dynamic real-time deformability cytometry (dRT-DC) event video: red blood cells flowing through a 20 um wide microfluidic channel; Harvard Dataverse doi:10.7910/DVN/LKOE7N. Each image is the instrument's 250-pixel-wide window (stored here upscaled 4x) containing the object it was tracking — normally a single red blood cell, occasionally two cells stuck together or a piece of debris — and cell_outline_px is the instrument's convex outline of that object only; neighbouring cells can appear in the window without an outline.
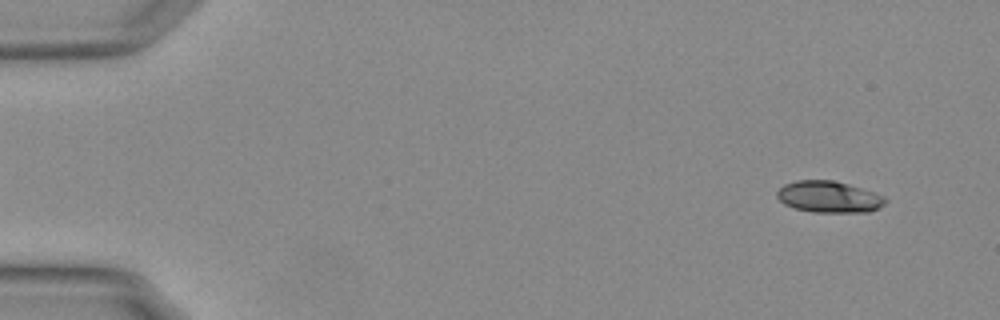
{"species": "Egyptian fruit bat (a non-hibernating species)", "species_latin": "Rousettus aegyptiacus", "temperature_condition": "warm", "stored_images_in_passage": 18, "camera_frame_rate_fps": 3000, "um_per_image_px": 0.085, "animal": {"sex": "female"}, "frame": {"image": 1, "passage_image": 4, "time_ms": 1.0, "image_size_px": [1000, 320], "cell_outline_px": [[888, 200], [880, 208], [868, 212], [816, 212], [796, 208], [784, 204], [776, 196], [776, 192], [784, 184], [796, 180], [832, 180], [848, 184], [884, 196]], "centroid_in_image_um": [70.46, 16.73], "position_along_channel_um": 14.5, "area_um2": 19.77}}